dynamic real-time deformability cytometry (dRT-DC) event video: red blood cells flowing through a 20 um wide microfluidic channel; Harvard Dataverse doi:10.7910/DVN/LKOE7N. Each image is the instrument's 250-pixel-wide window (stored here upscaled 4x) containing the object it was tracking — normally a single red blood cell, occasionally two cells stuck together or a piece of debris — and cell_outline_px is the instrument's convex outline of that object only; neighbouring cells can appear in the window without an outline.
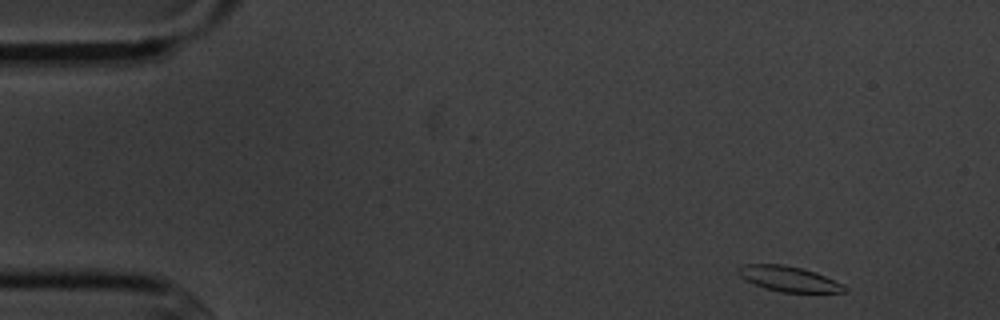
{"species": "common noctule bat (a hibernating species)", "species_latin": "Nyctalus noctula", "temperature_condition": "cold", "stored_images_in_passage": 4, "camera_frame_rate_fps": 3000, "um_per_image_px": 0.085, "animal": {"sex": "male", "body_mass_g": 20.1, "forearm_length_mm": 53.5}, "frame": {"image": 1, "passage_image": 1, "time_ms": 0.0, "image_size_px": [1000, 320], "cell_outline_px": [[848, 292], [780, 292], [764, 288], [744, 280], [736, 272], [736, 268], [740, 264], [784, 264], [816, 272], [848, 288]], "centroid_in_image_um": [66.95, 23.69], "position_along_channel_um": 18.0, "area_um2": 15.66}}